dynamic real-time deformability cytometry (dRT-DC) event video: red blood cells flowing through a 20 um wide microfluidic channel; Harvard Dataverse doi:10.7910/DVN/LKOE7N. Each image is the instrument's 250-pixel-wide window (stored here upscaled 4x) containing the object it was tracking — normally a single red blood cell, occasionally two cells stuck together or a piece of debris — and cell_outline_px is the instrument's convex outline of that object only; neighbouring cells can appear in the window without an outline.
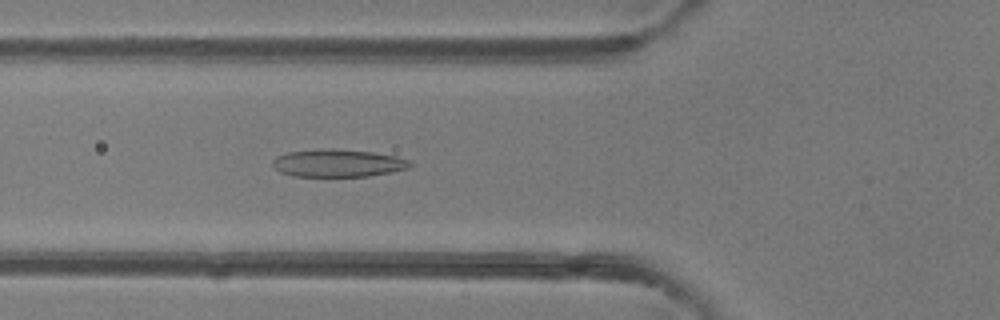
{"species": "common noctule bat (a hibernating species)", "species_latin": "Nyctalus noctula", "temperature_condition": "room temperature", "stored_images_in_passage": 45, "camera_frame_rate_fps": 3000, "um_per_image_px": 0.085, "animal": {"sex": "female"}, "frame": {"image": 1, "passage_image": 18, "time_ms": 5.667, "image_size_px": [1000, 320], "cell_outline_px": [[412, 164], [408, 168], [392, 172], [368, 176], [292, 176], [280, 172], [272, 164], [272, 160], [276, 156], [288, 152], [320, 148], [336, 148], [372, 152], [396, 156], [408, 160]], "centroid_in_image_um": [28.7, 13.85], "position_along_channel_um": 97.1, "area_um2": 22.25}}
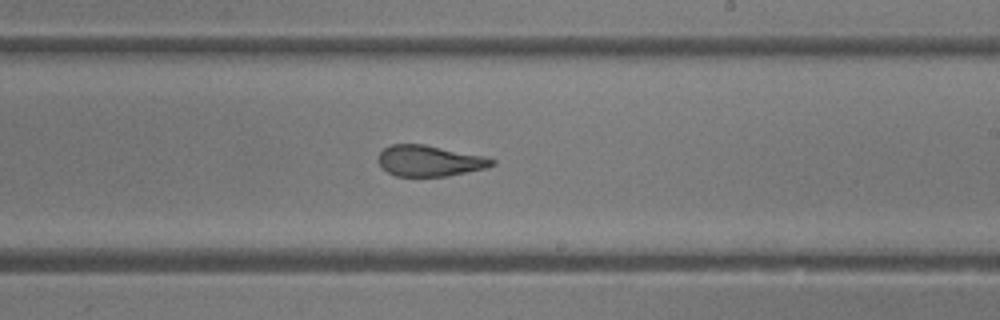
{"frame": {"image": 2, "passage_image": 29, "time_ms": 9.333, "image_size_px": [1000, 320], "cell_outline_px": [[496, 164], [488, 168], [448, 176], [396, 176], [388, 172], [376, 160], [376, 156], [384, 148], [392, 144], [424, 144], [484, 156], [496, 160]], "centroid_in_image_um": [36.52, 13.67], "position_along_channel_um": 252.5, "area_um2": 20.63}}
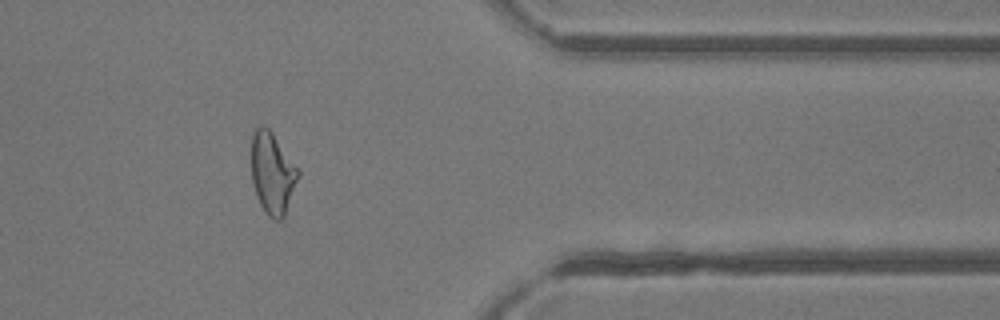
{"frame": {"image": 3, "passage_image": 40, "time_ms": 13.0, "image_size_px": [1000, 320], "cell_outline_px": [[300, 176], [284, 216], [280, 220], [272, 220], [264, 212], [256, 196], [252, 184], [252, 132], [260, 124], [264, 124], [272, 132], [300, 172]], "centroid_in_image_um": [23.14, 14.73], "position_along_channel_um": 388.3, "area_um2": 22.31}}